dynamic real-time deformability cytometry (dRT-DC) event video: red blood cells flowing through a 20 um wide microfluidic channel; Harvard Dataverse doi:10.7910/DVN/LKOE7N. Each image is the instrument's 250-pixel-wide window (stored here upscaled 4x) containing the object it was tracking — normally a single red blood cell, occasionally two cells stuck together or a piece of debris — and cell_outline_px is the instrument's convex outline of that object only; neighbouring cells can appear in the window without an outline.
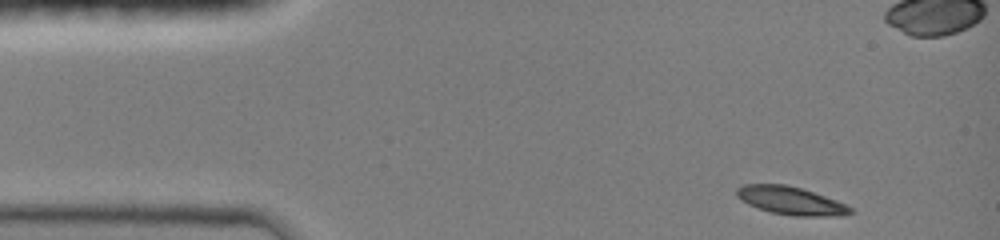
{"species": "common noctule bat (a hibernating species)", "species_latin": "Nyctalus noctula", "temperature_condition": "room temperature", "stored_images_in_passage": 72, "camera_frame_rate_fps": 3000, "um_per_image_px": 0.085, "animal": {"sex": "female", "body_mass_g": 19.0, "forearm_length_mm": 51.5}, "frame": {"image": 1, "passage_image": 1, "time_ms": 0.0, "image_size_px": [1000, 240], "cell_outline_px": [[852, 212], [840, 216], [792, 216], [772, 212], [748, 204], [740, 200], [736, 196], [736, 188], [744, 184], [784, 184], [800, 188], [836, 200], [852, 208]], "centroid_in_image_um": [67.18, 17.05], "position_along_channel_um": 17.8, "area_um2": 18.38}}
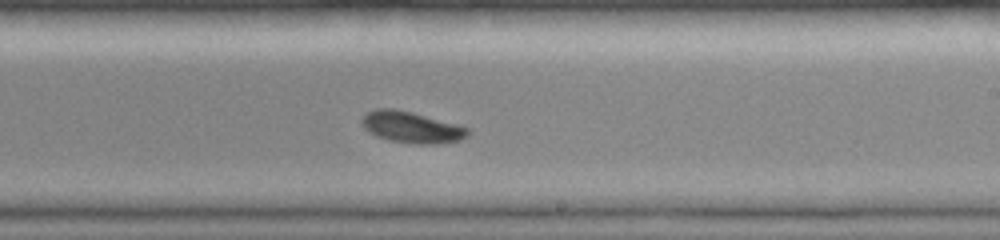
{"frame": {"image": 2, "passage_image": 45, "time_ms": 7.667, "image_size_px": [1000, 240], "cell_outline_px": [[472, 132], [468, 136], [460, 140], [436, 144], [420, 144], [392, 140], [376, 136], [364, 128], [360, 120], [368, 112], [376, 108], [396, 108], [412, 112], [456, 124], [468, 128]], "centroid_in_image_um": [35.0, 10.8], "position_along_channel_um": 254.0, "area_um2": 19.25}}
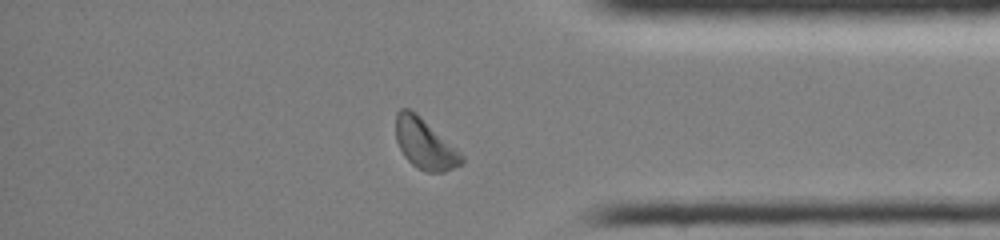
{"frame": {"image": 3, "passage_image": 66, "time_ms": 11.333, "image_size_px": [1000, 240], "cell_outline_px": [[464, 164], [444, 172], [424, 172], [416, 168], [404, 156], [396, 140], [396, 112], [400, 108], [408, 108], [416, 112], [456, 148], [464, 156]], "centroid_in_image_um": [36.11, 12.24], "position_along_channel_um": 399.1, "area_um2": 19.42}, "authors_computed_cell_mechanics": {"area_um2": 19.0451, "velocity_mm_per_s": 4.1088, "shape_relaxation_time_tau1_ms": 2.2333, "shape_relaxation_time_tau2_ms": null, "deformation_change_tau1": 0.1184, "deformation_change_tau2": null}}